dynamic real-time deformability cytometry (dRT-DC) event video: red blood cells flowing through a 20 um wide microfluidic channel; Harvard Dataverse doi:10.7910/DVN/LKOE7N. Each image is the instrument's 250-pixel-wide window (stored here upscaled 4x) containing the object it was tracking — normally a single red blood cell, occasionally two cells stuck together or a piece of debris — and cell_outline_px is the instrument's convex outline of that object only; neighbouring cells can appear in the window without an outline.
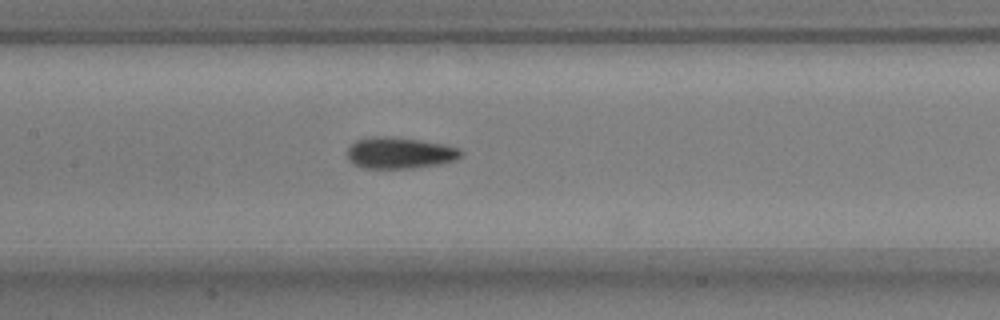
{"species": "common noctule bat (a hibernating species)", "species_latin": "Nyctalus noctula", "temperature_condition": "warm", "stored_images_in_passage": 11, "camera_frame_rate_fps": 3000, "um_per_image_px": 0.085, "animal": {"sex": "male", "body_mass_g": 17.9, "forearm_length_mm": 54.2}, "frame": {"image": 1, "passage_image": 10, "time_ms": 3.0, "image_size_px": [1000, 320], "cell_outline_px": [[464, 156], [456, 160], [440, 164], [412, 168], [360, 168], [352, 164], [348, 156], [348, 148], [356, 140], [372, 136], [384, 136], [420, 140], [444, 144], [460, 148], [464, 152]], "centroid_in_image_um": [34.01, 13.0], "position_along_channel_um": 173.4, "area_um2": 20.98}}